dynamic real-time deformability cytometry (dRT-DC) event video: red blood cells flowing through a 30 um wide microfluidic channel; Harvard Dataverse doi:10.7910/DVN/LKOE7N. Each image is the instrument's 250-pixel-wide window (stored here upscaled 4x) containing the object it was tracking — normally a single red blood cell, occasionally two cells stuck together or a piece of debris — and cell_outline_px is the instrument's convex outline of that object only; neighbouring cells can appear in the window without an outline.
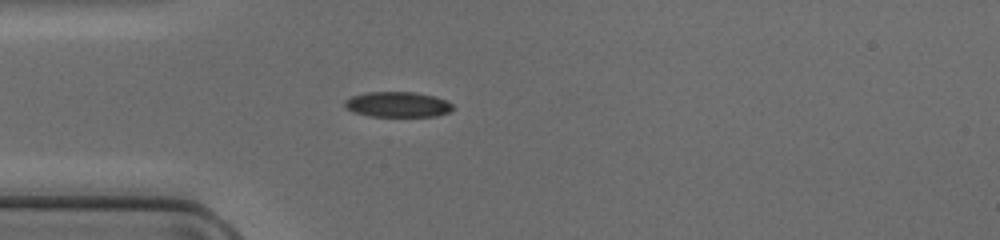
{"species": "common noctule bat (a hibernating species)", "species_latin": "Nyctalus noctula", "temperature_condition": "cold", "stored_images_in_passage": 43, "camera_frame_rate_fps": 3000, "um_per_image_px": 0.085, "animal": {"sex": "female", "body_mass_g": 17.0, "forearm_length_mm": 48.0}, "frame": {"image": 1, "passage_image": 9, "time_ms": 2.667, "image_size_px": [1000, 240], "cell_outline_px": [[452, 108], [448, 112], [436, 116], [372, 116], [356, 112], [348, 108], [344, 104], [344, 100], [352, 96], [368, 92], [416, 92], [432, 96], [444, 100], [452, 104]], "centroid_in_image_um": [33.79, 8.87], "position_along_channel_um": 51.2, "area_um2": 15.61}}
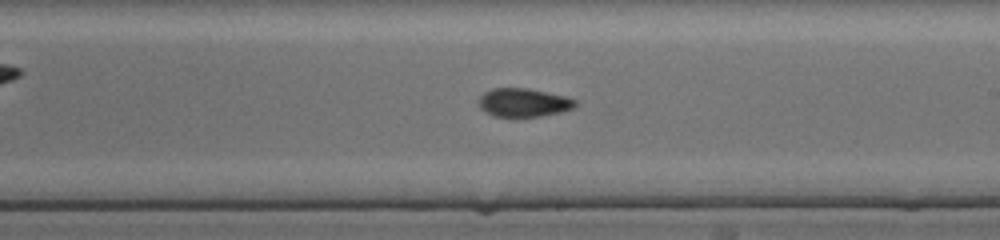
{"frame": {"image": 2, "passage_image": 23, "time_ms": 7.333, "image_size_px": [1000, 240], "cell_outline_px": [[576, 104], [572, 108], [560, 112], [540, 116], [492, 116], [480, 108], [480, 96], [484, 92], [492, 88], [524, 88], [564, 96], [576, 100]], "centroid_in_image_um": [44.47, 8.72], "position_along_channel_um": 244.5, "area_um2": 15.66}}
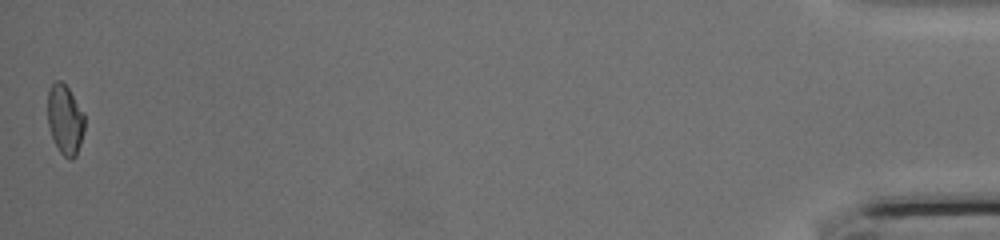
{"frame": {"image": 3, "passage_image": 43, "time_ms": 14.0, "image_size_px": [1000, 240], "cell_outline_px": [[84, 132], [76, 156], [72, 160], [68, 160], [60, 152], [52, 136], [48, 124], [48, 92], [52, 84], [56, 80], [60, 80], [68, 88], [84, 112]], "centroid_in_image_um": [5.54, 10.18], "position_along_channel_um": 429.7, "area_um2": 14.97}}